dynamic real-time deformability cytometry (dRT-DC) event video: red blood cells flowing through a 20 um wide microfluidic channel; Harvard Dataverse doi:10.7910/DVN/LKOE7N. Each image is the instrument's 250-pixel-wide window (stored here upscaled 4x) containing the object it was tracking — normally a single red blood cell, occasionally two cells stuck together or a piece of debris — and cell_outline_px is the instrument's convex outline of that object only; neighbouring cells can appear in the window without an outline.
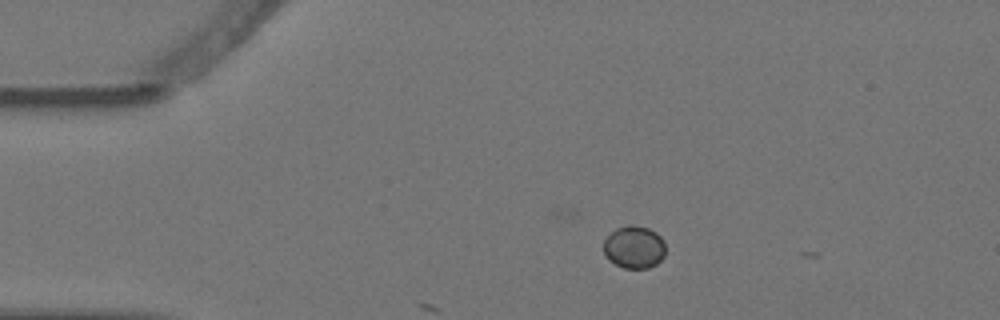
{"species": "Egyptian fruit bat (a non-hibernating species)", "species_latin": "Rousettus aegyptiacus", "temperature_condition": "warm", "stored_images_in_passage": 2, "camera_frame_rate_fps": 3000, "um_per_image_px": 0.085, "animal": {"sex": "female"}, "frame": {"image": 1, "passage_image": 1, "time_ms": 0.0, "image_size_px": [1000, 320], "cell_outline_px": [[664, 256], [656, 264], [648, 268], [624, 268], [608, 260], [604, 256], [604, 240], [616, 228], [628, 224], [632, 224], [648, 228], [656, 232], [664, 240]], "centroid_in_image_um": [53.89, 21.0], "position_along_channel_um": 31.1, "area_um2": 15.43}}